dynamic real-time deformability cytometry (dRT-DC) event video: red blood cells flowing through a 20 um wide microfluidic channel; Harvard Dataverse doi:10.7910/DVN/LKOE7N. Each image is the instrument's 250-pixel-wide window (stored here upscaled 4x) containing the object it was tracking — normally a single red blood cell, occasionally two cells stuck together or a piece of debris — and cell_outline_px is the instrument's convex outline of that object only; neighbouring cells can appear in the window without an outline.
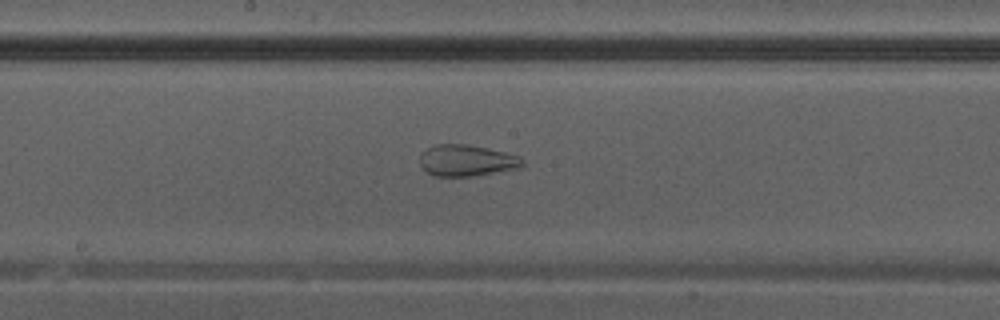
{"species": "Egyptian fruit bat (a non-hibernating species)", "species_latin": "Rousettus aegyptiacus", "temperature_condition": "warm", "stored_images_in_passage": 28, "segment_of_instrument_passage": [2, 2], "camera_frame_rate_fps": 3000, "um_per_image_px": 0.085, "animal": {"sex": "male"}, "frame": {"image": 1, "passage_image": 9, "time_ms": 2.667, "image_size_px": [1000, 320], "cell_outline_px": [[524, 168], [472, 176], [432, 176], [420, 164], [420, 152], [436, 144], [464, 144], [504, 152], [520, 156], [524, 160]], "centroid_in_image_um": [39.69, 13.65], "position_along_channel_um": 208.5, "area_um2": 18.84}}
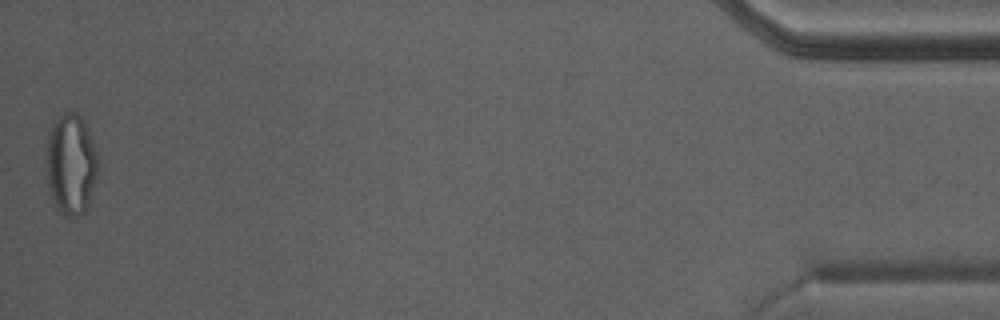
{"frame": {"image": 2, "passage_image": 28, "time_ms": 9.0, "image_size_px": [1000, 320], "cell_outline_px": [[96, 176], [88, 204], [84, 212], [76, 216], [64, 216], [56, 204], [52, 196], [48, 184], [44, 160], [48, 132], [52, 124], [64, 112], [76, 112], [84, 124], [88, 132], [96, 152]], "centroid_in_image_um": [5.97, 13.94], "position_along_channel_um": 429.2, "area_um2": 29.88}}